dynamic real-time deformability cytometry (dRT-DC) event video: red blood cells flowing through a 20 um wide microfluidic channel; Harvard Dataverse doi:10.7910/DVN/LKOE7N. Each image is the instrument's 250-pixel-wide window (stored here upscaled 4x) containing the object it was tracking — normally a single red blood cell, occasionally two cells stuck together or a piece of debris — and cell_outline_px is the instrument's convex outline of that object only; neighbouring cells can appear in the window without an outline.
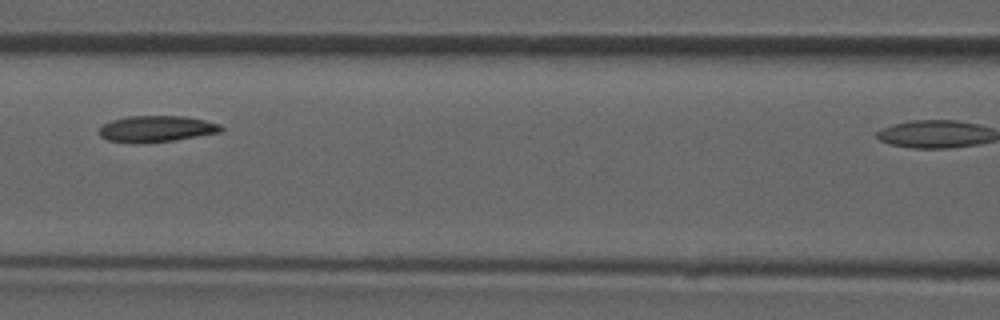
{"species": "common noctule bat (a hibernating species)", "species_latin": "Nyctalus noctula", "temperature_condition": "room temperature", "stored_images_in_passage": 5, "camera_frame_rate_fps": 3000, "um_per_image_px": 0.085, "animal": {"sex": "male", "forearm_length_mm": 52.5}, "frame": {"image": 1, "passage_image": 4, "time_ms": 4.333, "image_size_px": [1000, 320], "cell_outline_px": [[224, 128], [220, 132], [176, 140], [136, 144], [108, 140], [100, 136], [100, 128], [104, 124], [112, 120], [124, 116], [184, 116], [204, 120], [220, 124]], "centroid_in_image_um": [13.29, 10.95], "position_along_channel_um": 153.3, "area_um2": 18.73}}